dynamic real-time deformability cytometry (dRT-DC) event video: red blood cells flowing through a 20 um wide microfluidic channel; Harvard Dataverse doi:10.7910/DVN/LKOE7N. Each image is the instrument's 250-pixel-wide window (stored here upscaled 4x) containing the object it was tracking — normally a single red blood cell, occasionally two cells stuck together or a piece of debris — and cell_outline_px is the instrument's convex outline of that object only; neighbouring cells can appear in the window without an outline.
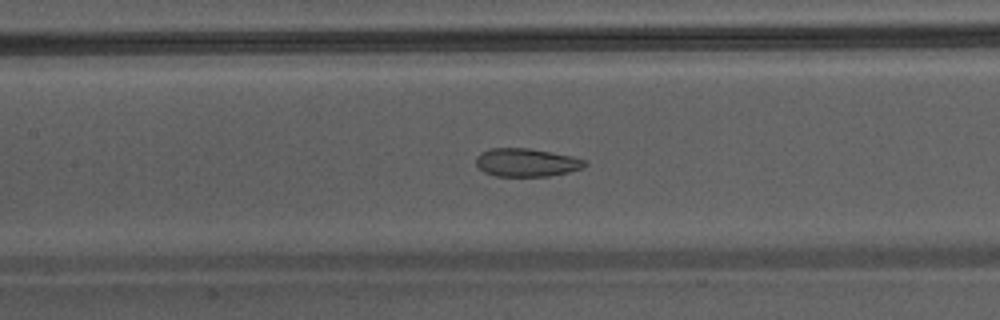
{"species": "Egyptian fruit bat (a non-hibernating species)", "species_latin": "Rousettus aegyptiacus", "temperature_condition": "warm", "stored_images_in_passage": 40, "camera_frame_rate_fps": 3000, "um_per_image_px": 0.085, "animal": {"sex": "male"}, "frame": {"image": 1, "passage_image": 23, "time_ms": 7.333, "image_size_px": [1000, 320], "cell_outline_px": [[588, 164], [584, 168], [568, 172], [548, 176], [496, 176], [484, 172], [476, 164], [476, 156], [480, 152], [492, 148], [528, 148], [572, 156], [584, 160]], "centroid_in_image_um": [44.74, 13.81], "position_along_channel_um": 162.7, "area_um2": 17.86}}
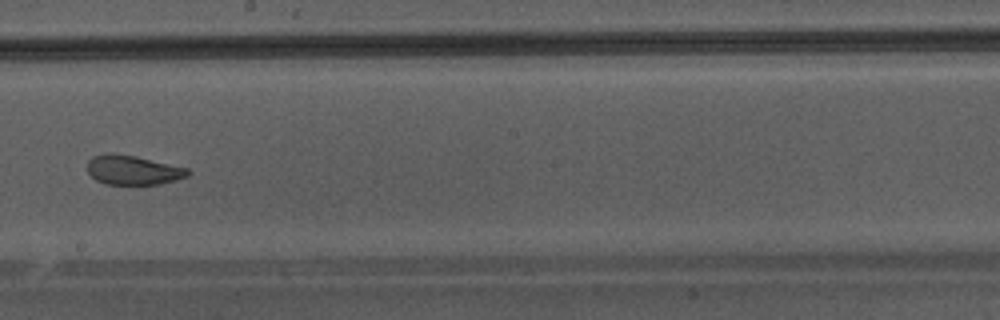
{"frame": {"image": 2, "passage_image": 28, "time_ms": 9.0, "image_size_px": [1000, 320], "cell_outline_px": [[192, 172], [188, 176], [176, 180], [160, 184], [104, 184], [96, 180], [88, 172], [88, 160], [92, 156], [136, 156], [188, 168]], "centroid_in_image_um": [11.38, 14.5], "position_along_channel_um": 236.8, "area_um2": 16.7}}